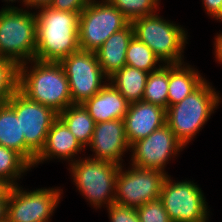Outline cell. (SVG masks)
Listing matches in <instances>:
<instances>
[{
    "instance_id": "obj_1",
    "label": "cell",
    "mask_w": 222,
    "mask_h": 222,
    "mask_svg": "<svg viewBox=\"0 0 222 222\" xmlns=\"http://www.w3.org/2000/svg\"><path fill=\"white\" fill-rule=\"evenodd\" d=\"M35 59L61 62L78 51L79 17L81 12L60 11L48 6L36 8Z\"/></svg>"
},
{
    "instance_id": "obj_2",
    "label": "cell",
    "mask_w": 222,
    "mask_h": 222,
    "mask_svg": "<svg viewBox=\"0 0 222 222\" xmlns=\"http://www.w3.org/2000/svg\"><path fill=\"white\" fill-rule=\"evenodd\" d=\"M18 89L30 100L48 106L56 113L72 104L68 79L60 62L34 59L20 65Z\"/></svg>"
},
{
    "instance_id": "obj_3",
    "label": "cell",
    "mask_w": 222,
    "mask_h": 222,
    "mask_svg": "<svg viewBox=\"0 0 222 222\" xmlns=\"http://www.w3.org/2000/svg\"><path fill=\"white\" fill-rule=\"evenodd\" d=\"M206 79L181 102L166 109V124L186 147L211 118L221 96Z\"/></svg>"
},
{
    "instance_id": "obj_4",
    "label": "cell",
    "mask_w": 222,
    "mask_h": 222,
    "mask_svg": "<svg viewBox=\"0 0 222 222\" xmlns=\"http://www.w3.org/2000/svg\"><path fill=\"white\" fill-rule=\"evenodd\" d=\"M36 13L8 5L0 9V58L18 67L35 59Z\"/></svg>"
},
{
    "instance_id": "obj_5",
    "label": "cell",
    "mask_w": 222,
    "mask_h": 222,
    "mask_svg": "<svg viewBox=\"0 0 222 222\" xmlns=\"http://www.w3.org/2000/svg\"><path fill=\"white\" fill-rule=\"evenodd\" d=\"M131 24L134 36L146 44L162 64L184 63L188 32L183 26L161 18L158 13L137 18Z\"/></svg>"
},
{
    "instance_id": "obj_6",
    "label": "cell",
    "mask_w": 222,
    "mask_h": 222,
    "mask_svg": "<svg viewBox=\"0 0 222 222\" xmlns=\"http://www.w3.org/2000/svg\"><path fill=\"white\" fill-rule=\"evenodd\" d=\"M79 158L69 164L77 190L95 209L115 203L116 178L120 166L88 156Z\"/></svg>"
},
{
    "instance_id": "obj_7",
    "label": "cell",
    "mask_w": 222,
    "mask_h": 222,
    "mask_svg": "<svg viewBox=\"0 0 222 222\" xmlns=\"http://www.w3.org/2000/svg\"><path fill=\"white\" fill-rule=\"evenodd\" d=\"M6 103L15 111L17 119H20L21 135L25 137V159L33 166L58 113L48 106L30 100L19 89Z\"/></svg>"
},
{
    "instance_id": "obj_8",
    "label": "cell",
    "mask_w": 222,
    "mask_h": 222,
    "mask_svg": "<svg viewBox=\"0 0 222 222\" xmlns=\"http://www.w3.org/2000/svg\"><path fill=\"white\" fill-rule=\"evenodd\" d=\"M131 22L107 0H92L80 13L79 48L96 52L113 34Z\"/></svg>"
},
{
    "instance_id": "obj_9",
    "label": "cell",
    "mask_w": 222,
    "mask_h": 222,
    "mask_svg": "<svg viewBox=\"0 0 222 222\" xmlns=\"http://www.w3.org/2000/svg\"><path fill=\"white\" fill-rule=\"evenodd\" d=\"M199 185L191 180L163 181L160 200L172 222H208L210 210ZM209 210V211H208Z\"/></svg>"
},
{
    "instance_id": "obj_10",
    "label": "cell",
    "mask_w": 222,
    "mask_h": 222,
    "mask_svg": "<svg viewBox=\"0 0 222 222\" xmlns=\"http://www.w3.org/2000/svg\"><path fill=\"white\" fill-rule=\"evenodd\" d=\"M62 191L60 187L30 191L19 185L8 187L6 222H50Z\"/></svg>"
},
{
    "instance_id": "obj_11",
    "label": "cell",
    "mask_w": 222,
    "mask_h": 222,
    "mask_svg": "<svg viewBox=\"0 0 222 222\" xmlns=\"http://www.w3.org/2000/svg\"><path fill=\"white\" fill-rule=\"evenodd\" d=\"M60 63L68 79L72 104H83L108 82L95 52L79 49Z\"/></svg>"
},
{
    "instance_id": "obj_12",
    "label": "cell",
    "mask_w": 222,
    "mask_h": 222,
    "mask_svg": "<svg viewBox=\"0 0 222 222\" xmlns=\"http://www.w3.org/2000/svg\"><path fill=\"white\" fill-rule=\"evenodd\" d=\"M120 166L116 178L115 203L137 208L149 201L160 199L164 179L168 175L157 169Z\"/></svg>"
},
{
    "instance_id": "obj_13",
    "label": "cell",
    "mask_w": 222,
    "mask_h": 222,
    "mask_svg": "<svg viewBox=\"0 0 222 222\" xmlns=\"http://www.w3.org/2000/svg\"><path fill=\"white\" fill-rule=\"evenodd\" d=\"M185 148L167 124L130 146L131 165L143 169H157L166 173L168 161ZM171 159V160H170Z\"/></svg>"
},
{
    "instance_id": "obj_14",
    "label": "cell",
    "mask_w": 222,
    "mask_h": 222,
    "mask_svg": "<svg viewBox=\"0 0 222 222\" xmlns=\"http://www.w3.org/2000/svg\"><path fill=\"white\" fill-rule=\"evenodd\" d=\"M87 147L94 152L89 157L123 165L122 157L130 150L124 120L114 119L95 123L92 139Z\"/></svg>"
},
{
    "instance_id": "obj_15",
    "label": "cell",
    "mask_w": 222,
    "mask_h": 222,
    "mask_svg": "<svg viewBox=\"0 0 222 222\" xmlns=\"http://www.w3.org/2000/svg\"><path fill=\"white\" fill-rule=\"evenodd\" d=\"M123 120L127 141L131 146L166 124V109L143 100L133 102L129 104Z\"/></svg>"
},
{
    "instance_id": "obj_16",
    "label": "cell",
    "mask_w": 222,
    "mask_h": 222,
    "mask_svg": "<svg viewBox=\"0 0 222 222\" xmlns=\"http://www.w3.org/2000/svg\"><path fill=\"white\" fill-rule=\"evenodd\" d=\"M84 149L65 123L57 117L49 129L44 147L36 156L32 167L53 158L68 160V164L73 163L77 160L75 157L77 158L78 153L85 151Z\"/></svg>"
},
{
    "instance_id": "obj_17",
    "label": "cell",
    "mask_w": 222,
    "mask_h": 222,
    "mask_svg": "<svg viewBox=\"0 0 222 222\" xmlns=\"http://www.w3.org/2000/svg\"><path fill=\"white\" fill-rule=\"evenodd\" d=\"M129 104L109 81L98 93L83 103L95 123L124 119Z\"/></svg>"
},
{
    "instance_id": "obj_18",
    "label": "cell",
    "mask_w": 222,
    "mask_h": 222,
    "mask_svg": "<svg viewBox=\"0 0 222 222\" xmlns=\"http://www.w3.org/2000/svg\"><path fill=\"white\" fill-rule=\"evenodd\" d=\"M133 36L134 30L130 23L113 33L95 52L99 65L108 78L126 65L127 47Z\"/></svg>"
},
{
    "instance_id": "obj_19",
    "label": "cell",
    "mask_w": 222,
    "mask_h": 222,
    "mask_svg": "<svg viewBox=\"0 0 222 222\" xmlns=\"http://www.w3.org/2000/svg\"><path fill=\"white\" fill-rule=\"evenodd\" d=\"M204 80L205 77L189 63L169 64L168 107L181 102Z\"/></svg>"
},
{
    "instance_id": "obj_20",
    "label": "cell",
    "mask_w": 222,
    "mask_h": 222,
    "mask_svg": "<svg viewBox=\"0 0 222 222\" xmlns=\"http://www.w3.org/2000/svg\"><path fill=\"white\" fill-rule=\"evenodd\" d=\"M148 72L125 65L108 78V81L129 102L142 100Z\"/></svg>"
},
{
    "instance_id": "obj_21",
    "label": "cell",
    "mask_w": 222,
    "mask_h": 222,
    "mask_svg": "<svg viewBox=\"0 0 222 222\" xmlns=\"http://www.w3.org/2000/svg\"><path fill=\"white\" fill-rule=\"evenodd\" d=\"M58 117L86 149V146L90 144L92 139L95 122L84 105L71 104L65 110L58 113Z\"/></svg>"
},
{
    "instance_id": "obj_22",
    "label": "cell",
    "mask_w": 222,
    "mask_h": 222,
    "mask_svg": "<svg viewBox=\"0 0 222 222\" xmlns=\"http://www.w3.org/2000/svg\"><path fill=\"white\" fill-rule=\"evenodd\" d=\"M0 145L17 151L25 158V137L21 135L20 119L6 102L0 104Z\"/></svg>"
},
{
    "instance_id": "obj_23",
    "label": "cell",
    "mask_w": 222,
    "mask_h": 222,
    "mask_svg": "<svg viewBox=\"0 0 222 222\" xmlns=\"http://www.w3.org/2000/svg\"><path fill=\"white\" fill-rule=\"evenodd\" d=\"M31 168L32 165L20 153L0 145V182L6 187L20 185L16 181Z\"/></svg>"
},
{
    "instance_id": "obj_24",
    "label": "cell",
    "mask_w": 222,
    "mask_h": 222,
    "mask_svg": "<svg viewBox=\"0 0 222 222\" xmlns=\"http://www.w3.org/2000/svg\"><path fill=\"white\" fill-rule=\"evenodd\" d=\"M168 83L169 64H163L158 70L148 74L142 100L167 109Z\"/></svg>"
},
{
    "instance_id": "obj_25",
    "label": "cell",
    "mask_w": 222,
    "mask_h": 222,
    "mask_svg": "<svg viewBox=\"0 0 222 222\" xmlns=\"http://www.w3.org/2000/svg\"><path fill=\"white\" fill-rule=\"evenodd\" d=\"M161 63L162 61L146 44L135 36L132 37L127 47L126 65L150 73L158 70L162 66Z\"/></svg>"
},
{
    "instance_id": "obj_26",
    "label": "cell",
    "mask_w": 222,
    "mask_h": 222,
    "mask_svg": "<svg viewBox=\"0 0 222 222\" xmlns=\"http://www.w3.org/2000/svg\"><path fill=\"white\" fill-rule=\"evenodd\" d=\"M130 21L157 13L161 0H107ZM158 8V9H157Z\"/></svg>"
},
{
    "instance_id": "obj_27",
    "label": "cell",
    "mask_w": 222,
    "mask_h": 222,
    "mask_svg": "<svg viewBox=\"0 0 222 222\" xmlns=\"http://www.w3.org/2000/svg\"><path fill=\"white\" fill-rule=\"evenodd\" d=\"M18 81L19 67L13 61L0 58V104L18 90Z\"/></svg>"
},
{
    "instance_id": "obj_28",
    "label": "cell",
    "mask_w": 222,
    "mask_h": 222,
    "mask_svg": "<svg viewBox=\"0 0 222 222\" xmlns=\"http://www.w3.org/2000/svg\"><path fill=\"white\" fill-rule=\"evenodd\" d=\"M140 222H172L160 199L136 208Z\"/></svg>"
},
{
    "instance_id": "obj_29",
    "label": "cell",
    "mask_w": 222,
    "mask_h": 222,
    "mask_svg": "<svg viewBox=\"0 0 222 222\" xmlns=\"http://www.w3.org/2000/svg\"><path fill=\"white\" fill-rule=\"evenodd\" d=\"M106 209L110 222H140L136 208L113 203Z\"/></svg>"
},
{
    "instance_id": "obj_30",
    "label": "cell",
    "mask_w": 222,
    "mask_h": 222,
    "mask_svg": "<svg viewBox=\"0 0 222 222\" xmlns=\"http://www.w3.org/2000/svg\"><path fill=\"white\" fill-rule=\"evenodd\" d=\"M92 0H52L51 8L60 11L81 12Z\"/></svg>"
},
{
    "instance_id": "obj_31",
    "label": "cell",
    "mask_w": 222,
    "mask_h": 222,
    "mask_svg": "<svg viewBox=\"0 0 222 222\" xmlns=\"http://www.w3.org/2000/svg\"><path fill=\"white\" fill-rule=\"evenodd\" d=\"M202 4L206 10V13L211 18H215L220 12L222 0H202Z\"/></svg>"
},
{
    "instance_id": "obj_32",
    "label": "cell",
    "mask_w": 222,
    "mask_h": 222,
    "mask_svg": "<svg viewBox=\"0 0 222 222\" xmlns=\"http://www.w3.org/2000/svg\"><path fill=\"white\" fill-rule=\"evenodd\" d=\"M7 203H8V187L5 186L0 191V222H6Z\"/></svg>"
},
{
    "instance_id": "obj_33",
    "label": "cell",
    "mask_w": 222,
    "mask_h": 222,
    "mask_svg": "<svg viewBox=\"0 0 222 222\" xmlns=\"http://www.w3.org/2000/svg\"><path fill=\"white\" fill-rule=\"evenodd\" d=\"M214 54H215V58L220 65L222 64V32L220 31V33L215 36L214 39Z\"/></svg>"
},
{
    "instance_id": "obj_34",
    "label": "cell",
    "mask_w": 222,
    "mask_h": 222,
    "mask_svg": "<svg viewBox=\"0 0 222 222\" xmlns=\"http://www.w3.org/2000/svg\"><path fill=\"white\" fill-rule=\"evenodd\" d=\"M51 2L52 0H24V5L31 10L32 8L36 10L38 7L48 6Z\"/></svg>"
},
{
    "instance_id": "obj_35",
    "label": "cell",
    "mask_w": 222,
    "mask_h": 222,
    "mask_svg": "<svg viewBox=\"0 0 222 222\" xmlns=\"http://www.w3.org/2000/svg\"><path fill=\"white\" fill-rule=\"evenodd\" d=\"M214 19L219 20V22H222V5H221V8H220L219 14Z\"/></svg>"
},
{
    "instance_id": "obj_36",
    "label": "cell",
    "mask_w": 222,
    "mask_h": 222,
    "mask_svg": "<svg viewBox=\"0 0 222 222\" xmlns=\"http://www.w3.org/2000/svg\"><path fill=\"white\" fill-rule=\"evenodd\" d=\"M4 2H7L8 4L11 2V3H15L16 1H18V0H3ZM19 1H21L23 4L22 5H24V0H19Z\"/></svg>"
},
{
    "instance_id": "obj_37",
    "label": "cell",
    "mask_w": 222,
    "mask_h": 222,
    "mask_svg": "<svg viewBox=\"0 0 222 222\" xmlns=\"http://www.w3.org/2000/svg\"><path fill=\"white\" fill-rule=\"evenodd\" d=\"M4 187H5V185L0 182V191H1Z\"/></svg>"
}]
</instances>
